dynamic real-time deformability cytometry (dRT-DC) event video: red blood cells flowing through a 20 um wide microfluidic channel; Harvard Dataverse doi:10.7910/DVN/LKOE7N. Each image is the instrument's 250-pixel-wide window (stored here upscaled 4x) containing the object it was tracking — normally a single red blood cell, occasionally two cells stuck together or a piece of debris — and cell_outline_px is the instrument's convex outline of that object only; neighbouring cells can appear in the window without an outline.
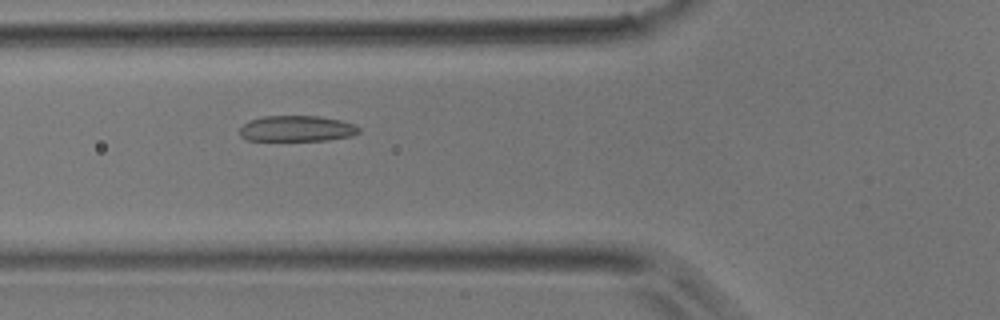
{"species": "common noctule bat (a hibernating species)", "species_latin": "Nyctalus noctula", "temperature_condition": "room temperature", "stored_images_in_passage": 46, "camera_frame_rate_fps": 3000, "um_per_image_px": 0.085, "animal": {"sex": "male", "body_mass_g": 17.9}, "frame": {"image": 1, "passage_image": 16, "time_ms": 5.0, "image_size_px": [1000, 320], "cell_outline_px": [[360, 132], [352, 136], [328, 140], [244, 140], [240, 136], [240, 128], [248, 120], [264, 116], [320, 116], [340, 120], [352, 124], [360, 128]], "centroid_in_image_um": [25.21, 10.93], "position_along_channel_um": 100.6, "area_um2": 17.98}}
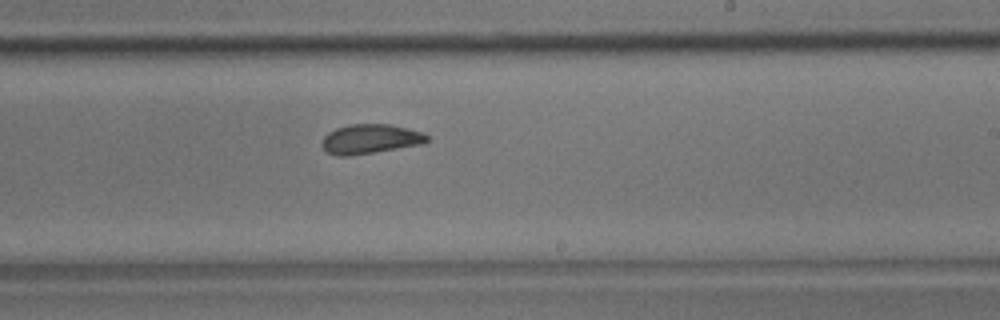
{"frame": {"image": 2, "passage_image": 27, "time_ms": 8.667, "image_size_px": [1000, 320], "cell_outline_px": [[428, 140], [424, 144], [348, 156], [336, 156], [328, 152], [320, 144], [324, 136], [328, 132], [336, 128], [348, 124], [388, 124], [408, 128], [424, 132], [428, 136]], "centroid_in_image_um": [31.47, 11.81], "position_along_channel_um": 257.5, "area_um2": 18.15}}
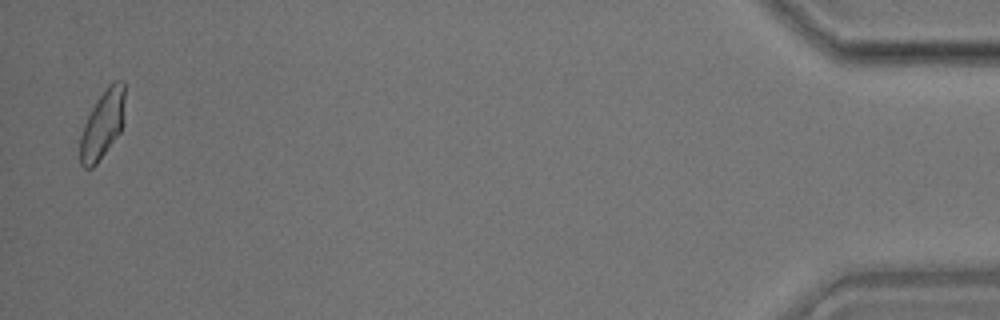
{"frame": {"image": 3, "passage_image": 45, "time_ms": 14.667, "image_size_px": [1000, 320], "cell_outline_px": [[124, 120], [120, 132], [96, 164], [92, 168], [84, 168], [80, 164], [80, 136], [84, 124], [96, 100], [116, 80], [124, 80]], "centroid_in_image_um": [8.71, 10.61], "position_along_channel_um": 426.5, "area_um2": 17.51}}